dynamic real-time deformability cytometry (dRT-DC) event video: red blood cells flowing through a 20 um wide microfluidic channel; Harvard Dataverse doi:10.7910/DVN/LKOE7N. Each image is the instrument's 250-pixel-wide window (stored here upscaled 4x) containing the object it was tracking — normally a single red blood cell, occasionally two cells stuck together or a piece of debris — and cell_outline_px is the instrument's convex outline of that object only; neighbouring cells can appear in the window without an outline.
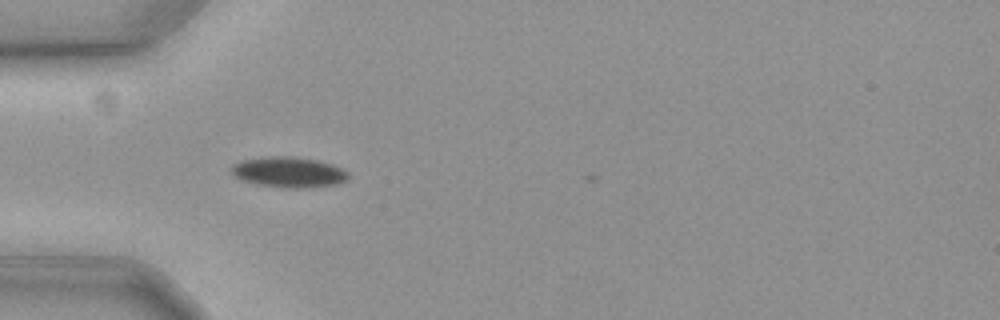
{"species": "common noctule bat (a hibernating species)", "species_latin": "Nyctalus noctula", "temperature_condition": "cold", "stored_images_in_passage": 4, "camera_frame_rate_fps": 3000, "um_per_image_px": 0.085, "animal": {"sex": "female", "body_mass_g": 19.3, "forearm_length_mm": 54.1}, "frame": {"image": 1, "passage_image": 1, "time_ms": 0.0, "image_size_px": [1000, 320], "cell_outline_px": [[348, 180], [336, 184], [308, 188], [288, 188], [260, 184], [240, 180], [232, 172], [232, 164], [240, 160], [268, 156], [292, 156], [316, 160], [332, 164], [344, 168], [348, 172]], "centroid_in_image_um": [24.57, 14.62], "position_along_channel_um": 60.4, "area_um2": 20.87}}